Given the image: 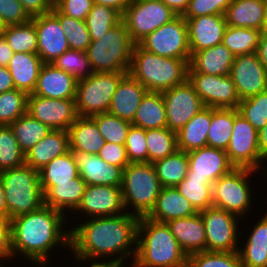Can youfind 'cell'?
Returning <instances> with one entry per match:
<instances>
[{
    "label": "cell",
    "mask_w": 267,
    "mask_h": 267,
    "mask_svg": "<svg viewBox=\"0 0 267 267\" xmlns=\"http://www.w3.org/2000/svg\"><path fill=\"white\" fill-rule=\"evenodd\" d=\"M139 218L128 212L117 216L87 218L82 224L70 228L69 251L101 257L102 260L116 256L120 262H126L125 259L133 255L132 260H135Z\"/></svg>",
    "instance_id": "1"
},
{
    "label": "cell",
    "mask_w": 267,
    "mask_h": 267,
    "mask_svg": "<svg viewBox=\"0 0 267 267\" xmlns=\"http://www.w3.org/2000/svg\"><path fill=\"white\" fill-rule=\"evenodd\" d=\"M65 219L66 215L46 205L11 219L13 256L20 254L38 267H47L52 248H70V229L63 228Z\"/></svg>",
    "instance_id": "2"
},
{
    "label": "cell",
    "mask_w": 267,
    "mask_h": 267,
    "mask_svg": "<svg viewBox=\"0 0 267 267\" xmlns=\"http://www.w3.org/2000/svg\"><path fill=\"white\" fill-rule=\"evenodd\" d=\"M138 267H187L188 256L168 225L142 216L137 227Z\"/></svg>",
    "instance_id": "3"
},
{
    "label": "cell",
    "mask_w": 267,
    "mask_h": 267,
    "mask_svg": "<svg viewBox=\"0 0 267 267\" xmlns=\"http://www.w3.org/2000/svg\"><path fill=\"white\" fill-rule=\"evenodd\" d=\"M189 61L158 56L135 44L128 73L148 92H163L188 79Z\"/></svg>",
    "instance_id": "4"
},
{
    "label": "cell",
    "mask_w": 267,
    "mask_h": 267,
    "mask_svg": "<svg viewBox=\"0 0 267 267\" xmlns=\"http://www.w3.org/2000/svg\"><path fill=\"white\" fill-rule=\"evenodd\" d=\"M162 188L152 163H129L123 169L121 185L125 211L138 217L147 216L154 208Z\"/></svg>",
    "instance_id": "5"
},
{
    "label": "cell",
    "mask_w": 267,
    "mask_h": 267,
    "mask_svg": "<svg viewBox=\"0 0 267 267\" xmlns=\"http://www.w3.org/2000/svg\"><path fill=\"white\" fill-rule=\"evenodd\" d=\"M0 178L5 190L9 220L35 211L44 205L39 171L24 164L1 171Z\"/></svg>",
    "instance_id": "6"
},
{
    "label": "cell",
    "mask_w": 267,
    "mask_h": 267,
    "mask_svg": "<svg viewBox=\"0 0 267 267\" xmlns=\"http://www.w3.org/2000/svg\"><path fill=\"white\" fill-rule=\"evenodd\" d=\"M135 43L123 21L98 40H92L87 49L94 72H129Z\"/></svg>",
    "instance_id": "7"
},
{
    "label": "cell",
    "mask_w": 267,
    "mask_h": 267,
    "mask_svg": "<svg viewBox=\"0 0 267 267\" xmlns=\"http://www.w3.org/2000/svg\"><path fill=\"white\" fill-rule=\"evenodd\" d=\"M128 72H94L77 81L76 108L80 117L106 113L120 80Z\"/></svg>",
    "instance_id": "8"
},
{
    "label": "cell",
    "mask_w": 267,
    "mask_h": 267,
    "mask_svg": "<svg viewBox=\"0 0 267 267\" xmlns=\"http://www.w3.org/2000/svg\"><path fill=\"white\" fill-rule=\"evenodd\" d=\"M256 170L233 168L228 174L212 184L213 207L225 210L239 218L245 217L252 204V193L249 176Z\"/></svg>",
    "instance_id": "9"
},
{
    "label": "cell",
    "mask_w": 267,
    "mask_h": 267,
    "mask_svg": "<svg viewBox=\"0 0 267 267\" xmlns=\"http://www.w3.org/2000/svg\"><path fill=\"white\" fill-rule=\"evenodd\" d=\"M178 15L161 0H131L122 14L130 38L138 44L148 34Z\"/></svg>",
    "instance_id": "10"
},
{
    "label": "cell",
    "mask_w": 267,
    "mask_h": 267,
    "mask_svg": "<svg viewBox=\"0 0 267 267\" xmlns=\"http://www.w3.org/2000/svg\"><path fill=\"white\" fill-rule=\"evenodd\" d=\"M138 44L158 56L183 60L191 57L187 22L182 15L148 34Z\"/></svg>",
    "instance_id": "11"
},
{
    "label": "cell",
    "mask_w": 267,
    "mask_h": 267,
    "mask_svg": "<svg viewBox=\"0 0 267 267\" xmlns=\"http://www.w3.org/2000/svg\"><path fill=\"white\" fill-rule=\"evenodd\" d=\"M226 153L235 168L258 171L262 162L258 145V131L234 109V124Z\"/></svg>",
    "instance_id": "12"
},
{
    "label": "cell",
    "mask_w": 267,
    "mask_h": 267,
    "mask_svg": "<svg viewBox=\"0 0 267 267\" xmlns=\"http://www.w3.org/2000/svg\"><path fill=\"white\" fill-rule=\"evenodd\" d=\"M200 214L205 227L206 251H238V239L241 238L238 236V221L241 218L213 206L201 211Z\"/></svg>",
    "instance_id": "13"
},
{
    "label": "cell",
    "mask_w": 267,
    "mask_h": 267,
    "mask_svg": "<svg viewBox=\"0 0 267 267\" xmlns=\"http://www.w3.org/2000/svg\"><path fill=\"white\" fill-rule=\"evenodd\" d=\"M188 80L200 96L203 105L211 108L237 109L240 98L230 76L206 75L188 68Z\"/></svg>",
    "instance_id": "14"
},
{
    "label": "cell",
    "mask_w": 267,
    "mask_h": 267,
    "mask_svg": "<svg viewBox=\"0 0 267 267\" xmlns=\"http://www.w3.org/2000/svg\"><path fill=\"white\" fill-rule=\"evenodd\" d=\"M161 93L166 107L167 128L174 132L179 131L205 107L188 79Z\"/></svg>",
    "instance_id": "15"
},
{
    "label": "cell",
    "mask_w": 267,
    "mask_h": 267,
    "mask_svg": "<svg viewBox=\"0 0 267 267\" xmlns=\"http://www.w3.org/2000/svg\"><path fill=\"white\" fill-rule=\"evenodd\" d=\"M27 113L53 130L67 131L79 117L75 99H50L28 94Z\"/></svg>",
    "instance_id": "16"
},
{
    "label": "cell",
    "mask_w": 267,
    "mask_h": 267,
    "mask_svg": "<svg viewBox=\"0 0 267 267\" xmlns=\"http://www.w3.org/2000/svg\"><path fill=\"white\" fill-rule=\"evenodd\" d=\"M230 77L234 81L240 100L248 99L267 90V72L256 52L236 56Z\"/></svg>",
    "instance_id": "17"
},
{
    "label": "cell",
    "mask_w": 267,
    "mask_h": 267,
    "mask_svg": "<svg viewBox=\"0 0 267 267\" xmlns=\"http://www.w3.org/2000/svg\"><path fill=\"white\" fill-rule=\"evenodd\" d=\"M75 211L87 215L88 219L124 213L121 186L87 185Z\"/></svg>",
    "instance_id": "18"
},
{
    "label": "cell",
    "mask_w": 267,
    "mask_h": 267,
    "mask_svg": "<svg viewBox=\"0 0 267 267\" xmlns=\"http://www.w3.org/2000/svg\"><path fill=\"white\" fill-rule=\"evenodd\" d=\"M31 20L34 22L37 33V55L43 63L52 64L59 56L70 49L61 24L51 11L32 17Z\"/></svg>",
    "instance_id": "19"
},
{
    "label": "cell",
    "mask_w": 267,
    "mask_h": 267,
    "mask_svg": "<svg viewBox=\"0 0 267 267\" xmlns=\"http://www.w3.org/2000/svg\"><path fill=\"white\" fill-rule=\"evenodd\" d=\"M187 155L189 170L185 178H207L213 184L235 168L223 149L206 146L190 151Z\"/></svg>",
    "instance_id": "20"
},
{
    "label": "cell",
    "mask_w": 267,
    "mask_h": 267,
    "mask_svg": "<svg viewBox=\"0 0 267 267\" xmlns=\"http://www.w3.org/2000/svg\"><path fill=\"white\" fill-rule=\"evenodd\" d=\"M188 27V42L191 55L221 44L227 23L224 15H204L184 18Z\"/></svg>",
    "instance_id": "21"
},
{
    "label": "cell",
    "mask_w": 267,
    "mask_h": 267,
    "mask_svg": "<svg viewBox=\"0 0 267 267\" xmlns=\"http://www.w3.org/2000/svg\"><path fill=\"white\" fill-rule=\"evenodd\" d=\"M78 167L79 176L87 185L121 186L123 169L108 164L97 154L71 151Z\"/></svg>",
    "instance_id": "22"
},
{
    "label": "cell",
    "mask_w": 267,
    "mask_h": 267,
    "mask_svg": "<svg viewBox=\"0 0 267 267\" xmlns=\"http://www.w3.org/2000/svg\"><path fill=\"white\" fill-rule=\"evenodd\" d=\"M77 80L51 63L41 67L32 95L50 99H76Z\"/></svg>",
    "instance_id": "23"
},
{
    "label": "cell",
    "mask_w": 267,
    "mask_h": 267,
    "mask_svg": "<svg viewBox=\"0 0 267 267\" xmlns=\"http://www.w3.org/2000/svg\"><path fill=\"white\" fill-rule=\"evenodd\" d=\"M147 92L142 84L127 73L116 88L108 112L132 123Z\"/></svg>",
    "instance_id": "24"
},
{
    "label": "cell",
    "mask_w": 267,
    "mask_h": 267,
    "mask_svg": "<svg viewBox=\"0 0 267 267\" xmlns=\"http://www.w3.org/2000/svg\"><path fill=\"white\" fill-rule=\"evenodd\" d=\"M166 224L187 256L206 251L205 227L200 212L168 221Z\"/></svg>",
    "instance_id": "25"
},
{
    "label": "cell",
    "mask_w": 267,
    "mask_h": 267,
    "mask_svg": "<svg viewBox=\"0 0 267 267\" xmlns=\"http://www.w3.org/2000/svg\"><path fill=\"white\" fill-rule=\"evenodd\" d=\"M235 56L222 43L194 52L189 67L196 73L206 75L230 76Z\"/></svg>",
    "instance_id": "26"
},
{
    "label": "cell",
    "mask_w": 267,
    "mask_h": 267,
    "mask_svg": "<svg viewBox=\"0 0 267 267\" xmlns=\"http://www.w3.org/2000/svg\"><path fill=\"white\" fill-rule=\"evenodd\" d=\"M266 7L262 0H233L224 13L227 26L265 31Z\"/></svg>",
    "instance_id": "27"
},
{
    "label": "cell",
    "mask_w": 267,
    "mask_h": 267,
    "mask_svg": "<svg viewBox=\"0 0 267 267\" xmlns=\"http://www.w3.org/2000/svg\"><path fill=\"white\" fill-rule=\"evenodd\" d=\"M86 187L87 183L80 176L72 179L71 182L57 183L55 186H41L44 205L63 214L68 210L72 213L80 204Z\"/></svg>",
    "instance_id": "28"
},
{
    "label": "cell",
    "mask_w": 267,
    "mask_h": 267,
    "mask_svg": "<svg viewBox=\"0 0 267 267\" xmlns=\"http://www.w3.org/2000/svg\"><path fill=\"white\" fill-rule=\"evenodd\" d=\"M196 213L198 212L190 201L180 194L176 187H163L154 208L147 217L167 223L174 219L190 217Z\"/></svg>",
    "instance_id": "29"
},
{
    "label": "cell",
    "mask_w": 267,
    "mask_h": 267,
    "mask_svg": "<svg viewBox=\"0 0 267 267\" xmlns=\"http://www.w3.org/2000/svg\"><path fill=\"white\" fill-rule=\"evenodd\" d=\"M69 150L68 131L52 129L25 155V164L39 171L54 158Z\"/></svg>",
    "instance_id": "30"
},
{
    "label": "cell",
    "mask_w": 267,
    "mask_h": 267,
    "mask_svg": "<svg viewBox=\"0 0 267 267\" xmlns=\"http://www.w3.org/2000/svg\"><path fill=\"white\" fill-rule=\"evenodd\" d=\"M70 151L98 154L105 144L96 122L91 117H78L68 128Z\"/></svg>",
    "instance_id": "31"
},
{
    "label": "cell",
    "mask_w": 267,
    "mask_h": 267,
    "mask_svg": "<svg viewBox=\"0 0 267 267\" xmlns=\"http://www.w3.org/2000/svg\"><path fill=\"white\" fill-rule=\"evenodd\" d=\"M43 64L37 54L14 53L7 67L12 76L15 89L32 94Z\"/></svg>",
    "instance_id": "32"
},
{
    "label": "cell",
    "mask_w": 267,
    "mask_h": 267,
    "mask_svg": "<svg viewBox=\"0 0 267 267\" xmlns=\"http://www.w3.org/2000/svg\"><path fill=\"white\" fill-rule=\"evenodd\" d=\"M210 123L211 107L205 106L176 132L178 150L188 153L206 147Z\"/></svg>",
    "instance_id": "33"
},
{
    "label": "cell",
    "mask_w": 267,
    "mask_h": 267,
    "mask_svg": "<svg viewBox=\"0 0 267 267\" xmlns=\"http://www.w3.org/2000/svg\"><path fill=\"white\" fill-rule=\"evenodd\" d=\"M247 236L244 248H238L242 267H267V211Z\"/></svg>",
    "instance_id": "34"
},
{
    "label": "cell",
    "mask_w": 267,
    "mask_h": 267,
    "mask_svg": "<svg viewBox=\"0 0 267 267\" xmlns=\"http://www.w3.org/2000/svg\"><path fill=\"white\" fill-rule=\"evenodd\" d=\"M132 125L144 130L167 127L166 107L161 92H147L145 94Z\"/></svg>",
    "instance_id": "35"
},
{
    "label": "cell",
    "mask_w": 267,
    "mask_h": 267,
    "mask_svg": "<svg viewBox=\"0 0 267 267\" xmlns=\"http://www.w3.org/2000/svg\"><path fill=\"white\" fill-rule=\"evenodd\" d=\"M152 164L163 187L177 186L185 179L189 170L188 155L181 150Z\"/></svg>",
    "instance_id": "36"
},
{
    "label": "cell",
    "mask_w": 267,
    "mask_h": 267,
    "mask_svg": "<svg viewBox=\"0 0 267 267\" xmlns=\"http://www.w3.org/2000/svg\"><path fill=\"white\" fill-rule=\"evenodd\" d=\"M79 176L72 152L60 155L39 170L41 186H55L57 183L71 182Z\"/></svg>",
    "instance_id": "37"
},
{
    "label": "cell",
    "mask_w": 267,
    "mask_h": 267,
    "mask_svg": "<svg viewBox=\"0 0 267 267\" xmlns=\"http://www.w3.org/2000/svg\"><path fill=\"white\" fill-rule=\"evenodd\" d=\"M9 126L13 130L15 138L25 155L52 130L28 113L20 116Z\"/></svg>",
    "instance_id": "38"
},
{
    "label": "cell",
    "mask_w": 267,
    "mask_h": 267,
    "mask_svg": "<svg viewBox=\"0 0 267 267\" xmlns=\"http://www.w3.org/2000/svg\"><path fill=\"white\" fill-rule=\"evenodd\" d=\"M234 124V109L211 108L207 146L226 150Z\"/></svg>",
    "instance_id": "39"
},
{
    "label": "cell",
    "mask_w": 267,
    "mask_h": 267,
    "mask_svg": "<svg viewBox=\"0 0 267 267\" xmlns=\"http://www.w3.org/2000/svg\"><path fill=\"white\" fill-rule=\"evenodd\" d=\"M261 33L262 31L254 28L227 26L223 34L222 44L226 46L235 57L244 54H252L257 51Z\"/></svg>",
    "instance_id": "40"
},
{
    "label": "cell",
    "mask_w": 267,
    "mask_h": 267,
    "mask_svg": "<svg viewBox=\"0 0 267 267\" xmlns=\"http://www.w3.org/2000/svg\"><path fill=\"white\" fill-rule=\"evenodd\" d=\"M3 36L14 53L37 54L38 39L32 20L24 24L7 26Z\"/></svg>",
    "instance_id": "41"
},
{
    "label": "cell",
    "mask_w": 267,
    "mask_h": 267,
    "mask_svg": "<svg viewBox=\"0 0 267 267\" xmlns=\"http://www.w3.org/2000/svg\"><path fill=\"white\" fill-rule=\"evenodd\" d=\"M148 162L154 163L178 150L176 132L166 128L146 130Z\"/></svg>",
    "instance_id": "42"
},
{
    "label": "cell",
    "mask_w": 267,
    "mask_h": 267,
    "mask_svg": "<svg viewBox=\"0 0 267 267\" xmlns=\"http://www.w3.org/2000/svg\"><path fill=\"white\" fill-rule=\"evenodd\" d=\"M175 187L197 212L213 206L212 184L207 178H185Z\"/></svg>",
    "instance_id": "43"
},
{
    "label": "cell",
    "mask_w": 267,
    "mask_h": 267,
    "mask_svg": "<svg viewBox=\"0 0 267 267\" xmlns=\"http://www.w3.org/2000/svg\"><path fill=\"white\" fill-rule=\"evenodd\" d=\"M122 21V15L106 5L94 3L85 19L91 40H98Z\"/></svg>",
    "instance_id": "44"
},
{
    "label": "cell",
    "mask_w": 267,
    "mask_h": 267,
    "mask_svg": "<svg viewBox=\"0 0 267 267\" xmlns=\"http://www.w3.org/2000/svg\"><path fill=\"white\" fill-rule=\"evenodd\" d=\"M51 12L58 18L61 28L67 37L69 48L87 51L92 40L85 21L66 16L55 7H52Z\"/></svg>",
    "instance_id": "45"
},
{
    "label": "cell",
    "mask_w": 267,
    "mask_h": 267,
    "mask_svg": "<svg viewBox=\"0 0 267 267\" xmlns=\"http://www.w3.org/2000/svg\"><path fill=\"white\" fill-rule=\"evenodd\" d=\"M91 118L96 122L105 142L125 145L128 130L132 125L131 122L109 112L96 114Z\"/></svg>",
    "instance_id": "46"
},
{
    "label": "cell",
    "mask_w": 267,
    "mask_h": 267,
    "mask_svg": "<svg viewBox=\"0 0 267 267\" xmlns=\"http://www.w3.org/2000/svg\"><path fill=\"white\" fill-rule=\"evenodd\" d=\"M25 164L22 152L10 126H0V172Z\"/></svg>",
    "instance_id": "47"
},
{
    "label": "cell",
    "mask_w": 267,
    "mask_h": 267,
    "mask_svg": "<svg viewBox=\"0 0 267 267\" xmlns=\"http://www.w3.org/2000/svg\"><path fill=\"white\" fill-rule=\"evenodd\" d=\"M52 64L72 75L77 81L88 78L94 73L86 51L69 49Z\"/></svg>",
    "instance_id": "48"
},
{
    "label": "cell",
    "mask_w": 267,
    "mask_h": 267,
    "mask_svg": "<svg viewBox=\"0 0 267 267\" xmlns=\"http://www.w3.org/2000/svg\"><path fill=\"white\" fill-rule=\"evenodd\" d=\"M27 98L28 94L18 89L0 93V126H9L27 113Z\"/></svg>",
    "instance_id": "49"
},
{
    "label": "cell",
    "mask_w": 267,
    "mask_h": 267,
    "mask_svg": "<svg viewBox=\"0 0 267 267\" xmlns=\"http://www.w3.org/2000/svg\"><path fill=\"white\" fill-rule=\"evenodd\" d=\"M238 112L257 130L267 124V90L241 100Z\"/></svg>",
    "instance_id": "50"
},
{
    "label": "cell",
    "mask_w": 267,
    "mask_h": 267,
    "mask_svg": "<svg viewBox=\"0 0 267 267\" xmlns=\"http://www.w3.org/2000/svg\"><path fill=\"white\" fill-rule=\"evenodd\" d=\"M187 267H242L236 252H196L188 256Z\"/></svg>",
    "instance_id": "51"
},
{
    "label": "cell",
    "mask_w": 267,
    "mask_h": 267,
    "mask_svg": "<svg viewBox=\"0 0 267 267\" xmlns=\"http://www.w3.org/2000/svg\"><path fill=\"white\" fill-rule=\"evenodd\" d=\"M125 147L130 163L148 162L146 130L131 125L128 130Z\"/></svg>",
    "instance_id": "52"
},
{
    "label": "cell",
    "mask_w": 267,
    "mask_h": 267,
    "mask_svg": "<svg viewBox=\"0 0 267 267\" xmlns=\"http://www.w3.org/2000/svg\"><path fill=\"white\" fill-rule=\"evenodd\" d=\"M233 0H190L183 18H194L204 15H224Z\"/></svg>",
    "instance_id": "53"
},
{
    "label": "cell",
    "mask_w": 267,
    "mask_h": 267,
    "mask_svg": "<svg viewBox=\"0 0 267 267\" xmlns=\"http://www.w3.org/2000/svg\"><path fill=\"white\" fill-rule=\"evenodd\" d=\"M0 18L7 26L24 24L31 20L19 0H0Z\"/></svg>",
    "instance_id": "54"
},
{
    "label": "cell",
    "mask_w": 267,
    "mask_h": 267,
    "mask_svg": "<svg viewBox=\"0 0 267 267\" xmlns=\"http://www.w3.org/2000/svg\"><path fill=\"white\" fill-rule=\"evenodd\" d=\"M93 5V0H60L54 7L66 16L85 21Z\"/></svg>",
    "instance_id": "55"
},
{
    "label": "cell",
    "mask_w": 267,
    "mask_h": 267,
    "mask_svg": "<svg viewBox=\"0 0 267 267\" xmlns=\"http://www.w3.org/2000/svg\"><path fill=\"white\" fill-rule=\"evenodd\" d=\"M97 155L108 164L119 166L122 169L130 163L125 145L105 142Z\"/></svg>",
    "instance_id": "56"
},
{
    "label": "cell",
    "mask_w": 267,
    "mask_h": 267,
    "mask_svg": "<svg viewBox=\"0 0 267 267\" xmlns=\"http://www.w3.org/2000/svg\"><path fill=\"white\" fill-rule=\"evenodd\" d=\"M13 258L11 250L10 220L0 217V262Z\"/></svg>",
    "instance_id": "57"
},
{
    "label": "cell",
    "mask_w": 267,
    "mask_h": 267,
    "mask_svg": "<svg viewBox=\"0 0 267 267\" xmlns=\"http://www.w3.org/2000/svg\"><path fill=\"white\" fill-rule=\"evenodd\" d=\"M24 10L32 18L42 14H46L51 11L52 7L46 0H19Z\"/></svg>",
    "instance_id": "58"
},
{
    "label": "cell",
    "mask_w": 267,
    "mask_h": 267,
    "mask_svg": "<svg viewBox=\"0 0 267 267\" xmlns=\"http://www.w3.org/2000/svg\"><path fill=\"white\" fill-rule=\"evenodd\" d=\"M74 257V259L76 261H78V264L79 262H85V261H90V263H92L89 267H115L120 261L116 260V258H113L110 260V258L108 257V262L105 260L100 261L101 257H94V256H89V255H86V254H73L72 255ZM99 259V261L97 262V260ZM93 260V261H92ZM96 260V261H94Z\"/></svg>",
    "instance_id": "59"
},
{
    "label": "cell",
    "mask_w": 267,
    "mask_h": 267,
    "mask_svg": "<svg viewBox=\"0 0 267 267\" xmlns=\"http://www.w3.org/2000/svg\"><path fill=\"white\" fill-rule=\"evenodd\" d=\"M13 89H15V85L8 67L0 66V93L11 91Z\"/></svg>",
    "instance_id": "60"
},
{
    "label": "cell",
    "mask_w": 267,
    "mask_h": 267,
    "mask_svg": "<svg viewBox=\"0 0 267 267\" xmlns=\"http://www.w3.org/2000/svg\"><path fill=\"white\" fill-rule=\"evenodd\" d=\"M14 52L8 46L4 36L0 37V66L7 67L13 56Z\"/></svg>",
    "instance_id": "61"
},
{
    "label": "cell",
    "mask_w": 267,
    "mask_h": 267,
    "mask_svg": "<svg viewBox=\"0 0 267 267\" xmlns=\"http://www.w3.org/2000/svg\"><path fill=\"white\" fill-rule=\"evenodd\" d=\"M256 53L267 72V31L261 33Z\"/></svg>",
    "instance_id": "62"
},
{
    "label": "cell",
    "mask_w": 267,
    "mask_h": 267,
    "mask_svg": "<svg viewBox=\"0 0 267 267\" xmlns=\"http://www.w3.org/2000/svg\"><path fill=\"white\" fill-rule=\"evenodd\" d=\"M96 4L106 5L117 10L121 15L124 13L131 0H93Z\"/></svg>",
    "instance_id": "63"
},
{
    "label": "cell",
    "mask_w": 267,
    "mask_h": 267,
    "mask_svg": "<svg viewBox=\"0 0 267 267\" xmlns=\"http://www.w3.org/2000/svg\"><path fill=\"white\" fill-rule=\"evenodd\" d=\"M177 15H183L187 10L190 0H161Z\"/></svg>",
    "instance_id": "64"
},
{
    "label": "cell",
    "mask_w": 267,
    "mask_h": 267,
    "mask_svg": "<svg viewBox=\"0 0 267 267\" xmlns=\"http://www.w3.org/2000/svg\"><path fill=\"white\" fill-rule=\"evenodd\" d=\"M258 145L261 158L267 160V124L258 131Z\"/></svg>",
    "instance_id": "65"
},
{
    "label": "cell",
    "mask_w": 267,
    "mask_h": 267,
    "mask_svg": "<svg viewBox=\"0 0 267 267\" xmlns=\"http://www.w3.org/2000/svg\"><path fill=\"white\" fill-rule=\"evenodd\" d=\"M0 217L8 219V208L5 202V190L0 178Z\"/></svg>",
    "instance_id": "66"
},
{
    "label": "cell",
    "mask_w": 267,
    "mask_h": 267,
    "mask_svg": "<svg viewBox=\"0 0 267 267\" xmlns=\"http://www.w3.org/2000/svg\"><path fill=\"white\" fill-rule=\"evenodd\" d=\"M7 25L0 18V37L4 35Z\"/></svg>",
    "instance_id": "67"
},
{
    "label": "cell",
    "mask_w": 267,
    "mask_h": 267,
    "mask_svg": "<svg viewBox=\"0 0 267 267\" xmlns=\"http://www.w3.org/2000/svg\"><path fill=\"white\" fill-rule=\"evenodd\" d=\"M132 267H138V264L135 260H132ZM126 263L125 262H119L115 267H127V266H123L125 265Z\"/></svg>",
    "instance_id": "68"
},
{
    "label": "cell",
    "mask_w": 267,
    "mask_h": 267,
    "mask_svg": "<svg viewBox=\"0 0 267 267\" xmlns=\"http://www.w3.org/2000/svg\"><path fill=\"white\" fill-rule=\"evenodd\" d=\"M46 1L51 7H54L60 0H46Z\"/></svg>",
    "instance_id": "69"
},
{
    "label": "cell",
    "mask_w": 267,
    "mask_h": 267,
    "mask_svg": "<svg viewBox=\"0 0 267 267\" xmlns=\"http://www.w3.org/2000/svg\"><path fill=\"white\" fill-rule=\"evenodd\" d=\"M265 31H267V7H266V24H265Z\"/></svg>",
    "instance_id": "70"
}]
</instances>
